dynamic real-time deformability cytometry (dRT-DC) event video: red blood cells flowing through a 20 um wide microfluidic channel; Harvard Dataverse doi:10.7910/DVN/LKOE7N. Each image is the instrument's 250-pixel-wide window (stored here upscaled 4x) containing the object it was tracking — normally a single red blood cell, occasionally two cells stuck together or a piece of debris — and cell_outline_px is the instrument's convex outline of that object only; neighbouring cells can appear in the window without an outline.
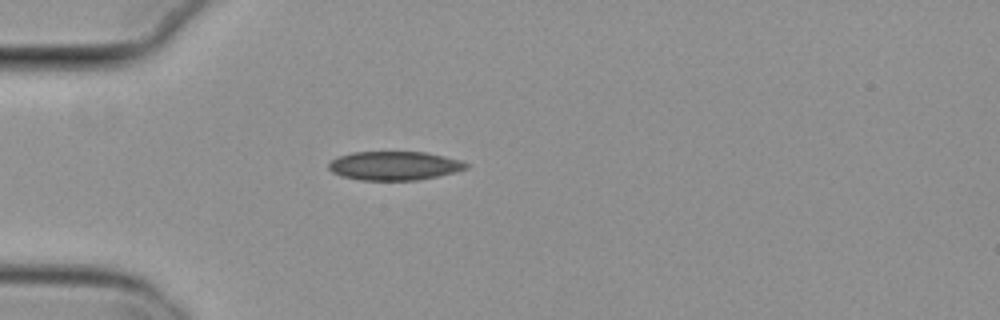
{"species": "common noctule bat (a hibernating species)", "species_latin": "Nyctalus noctula", "temperature_condition": "cold", "stored_images_in_passage": 33, "camera_frame_rate_fps": 3000, "um_per_image_px": 0.085, "animal": {"sex": "female", "body_mass_g": 29.2, "forearm_length_mm": 56.3}, "frame": {"image": 1, "passage_image": 1, "time_ms": 0.0, "image_size_px": [1000, 320], "cell_outline_px": [[468, 168], [456, 172], [416, 180], [360, 180], [340, 176], [332, 172], [328, 168], [328, 164], [336, 156], [352, 152], [424, 152], [444, 156], [460, 160], [468, 164]], "centroid_in_image_um": [33.48, 14.08], "position_along_channel_um": 51.5, "area_um2": 23.12}}
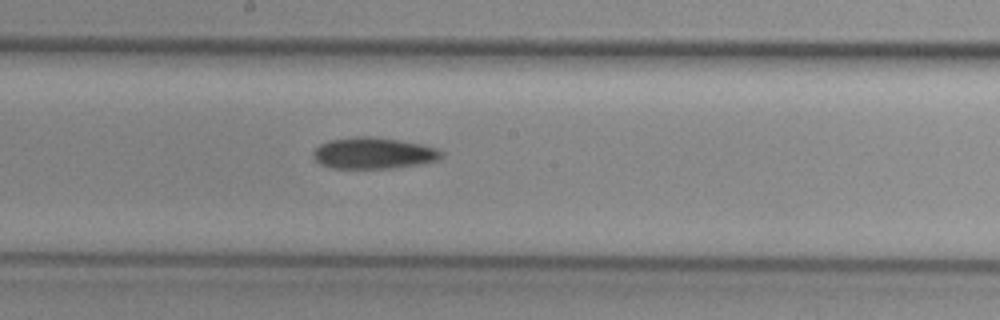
{"frame": {"image": 2, "passage_image": 15, "time_ms": 4.667, "image_size_px": [1000, 320], "cell_outline_px": [[444, 156], [440, 160], [420, 164], [396, 168], [332, 168], [320, 164], [312, 156], [312, 152], [320, 144], [328, 140], [352, 136], [372, 136], [400, 140], [424, 144], [436, 148], [444, 152]], "centroid_in_image_um": [31.78, 13.01], "position_along_channel_um": 216.4, "area_um2": 23.87}}
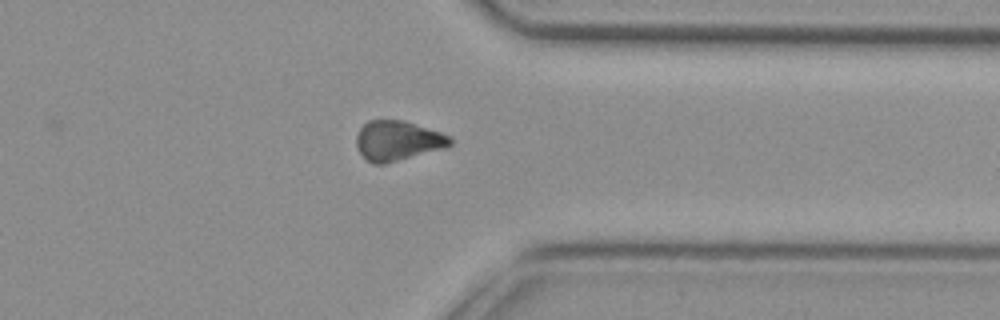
{"frame": {"image": 3, "passage_image": 28, "time_ms": 9.0, "image_size_px": [1000, 320], "cell_outline_px": [[452, 144], [448, 148], [384, 164], [372, 164], [360, 152], [356, 144], [356, 136], [360, 128], [368, 120], [404, 120], [452, 136]], "centroid_in_image_um": [33.84, 11.96], "position_along_channel_um": 377.6, "area_um2": 21.96}, "authors_computed_cell_mechanics": {"area_um2": 23.0044, "velocity_mm_per_s": 3.8151, "shape_relaxation_time_tau1_ms": 10.1978, "shape_relaxation_time_tau2_ms": null, "deformation_change_tau1": 0.0683, "deformation_change_tau2": null}}